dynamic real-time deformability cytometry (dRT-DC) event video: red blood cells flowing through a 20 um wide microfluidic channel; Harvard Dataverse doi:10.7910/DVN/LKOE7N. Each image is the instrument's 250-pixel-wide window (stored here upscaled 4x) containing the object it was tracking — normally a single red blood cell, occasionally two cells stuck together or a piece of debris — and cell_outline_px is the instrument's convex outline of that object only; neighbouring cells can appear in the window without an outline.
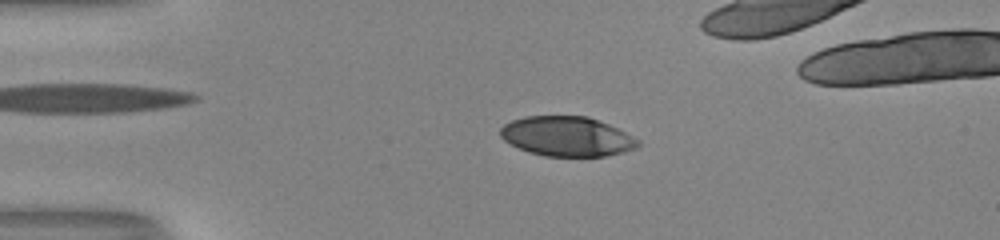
{"species": "human", "species_latin": "Homo sapiens", "temperature_condition": "room temperature", "stored_images_in_passage": 51, "camera_frame_rate_fps": 3000, "um_per_image_px": 0.085, "donor": {"sex": "male"}, "frame": {"image": 1, "passage_image": 13, "time_ms": 4.0, "image_size_px": [1000, 240], "cell_outline_px": [[640, 144], [636, 148], [624, 152], [604, 156], [544, 156], [528, 152], [504, 140], [500, 136], [500, 128], [504, 124], [512, 120], [524, 116], [588, 116], [608, 124], [640, 140]], "centroid_in_image_um": [48.18, 11.59], "position_along_channel_um": 36.8, "area_um2": 31.79}}
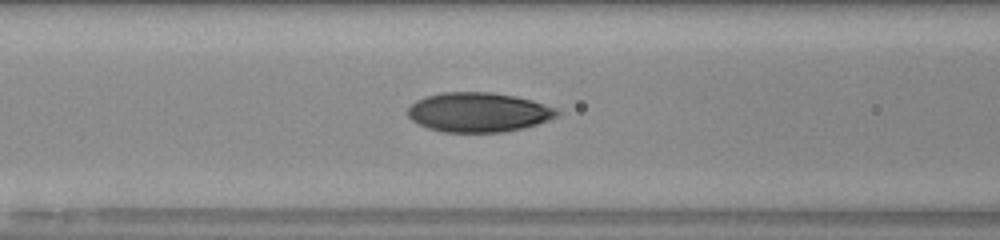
{"frame": {"image": 2, "passage_image": 23, "time_ms": 7.333, "image_size_px": [1000, 240], "cell_outline_px": [[560, 112], [556, 116], [548, 120], [524, 128], [504, 132], [444, 132], [428, 128], [412, 120], [408, 116], [408, 108], [416, 100], [424, 96], [440, 92], [492, 92], [516, 96], [532, 100], [556, 108]], "centroid_in_image_um": [40.66, 9.53], "position_along_channel_um": 125.9, "area_um2": 34.45}}
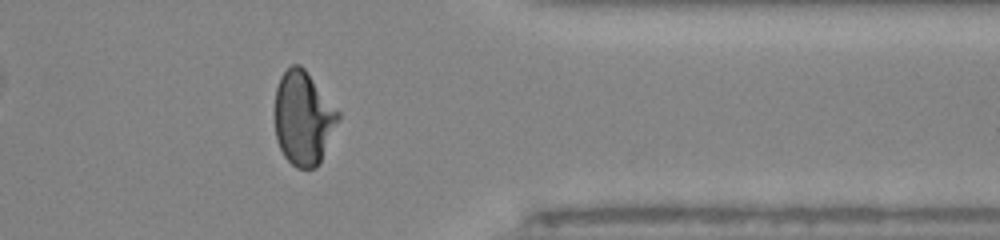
{"frame": {"image": 3, "passage_image": 43, "time_ms": 14.0, "image_size_px": [1000, 240], "cell_outline_px": [[340, 116], [320, 160], [316, 168], [296, 168], [284, 156], [276, 140], [276, 88], [280, 76], [292, 64], [300, 64], [304, 68], [340, 112]], "centroid_in_image_um": [25.77, 10.02], "position_along_channel_um": 385.6, "area_um2": 34.1}}